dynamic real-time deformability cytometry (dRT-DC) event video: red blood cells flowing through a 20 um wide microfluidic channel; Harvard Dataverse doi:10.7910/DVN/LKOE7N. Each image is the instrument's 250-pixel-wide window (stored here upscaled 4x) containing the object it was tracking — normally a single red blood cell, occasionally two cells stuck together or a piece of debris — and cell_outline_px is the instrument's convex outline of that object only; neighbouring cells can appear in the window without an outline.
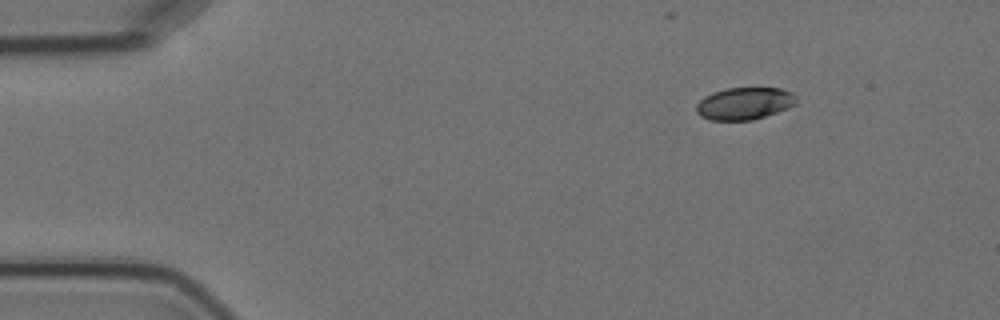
{"species": "Egyptian fruit bat (a non-hibernating species)", "species_latin": "Rousettus aegyptiacus", "temperature_condition": "cold", "stored_images_in_passage": 8, "camera_frame_rate_fps": 3000, "um_per_image_px": 0.085, "animal": {"sex": "female"}, "frame": {"image": 1, "passage_image": 1, "time_ms": 0.0, "image_size_px": [1000, 320], "cell_outline_px": [[796, 104], [788, 108], [752, 120], [708, 120], [700, 116], [696, 112], [696, 104], [704, 96], [712, 92], [728, 88], [780, 88], [792, 92], [796, 96]], "centroid_in_image_um": [63.26, 8.79], "position_along_channel_um": 21.7, "area_um2": 18.84}}
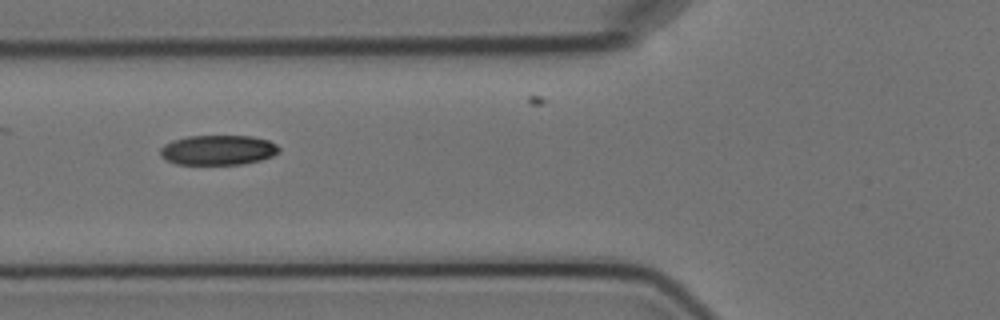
{"frame": {"image": 2, "passage_image": 5, "time_ms": 4.667, "image_size_px": [1000, 320], "cell_outline_px": [[280, 152], [272, 156], [260, 160], [240, 164], [176, 164], [164, 160], [160, 156], [160, 148], [164, 144], [172, 140], [188, 136], [252, 136], [268, 140], [276, 144], [280, 148]], "centroid_in_image_um": [18.51, 12.75], "position_along_channel_um": 107.3, "area_um2": 20.81}}
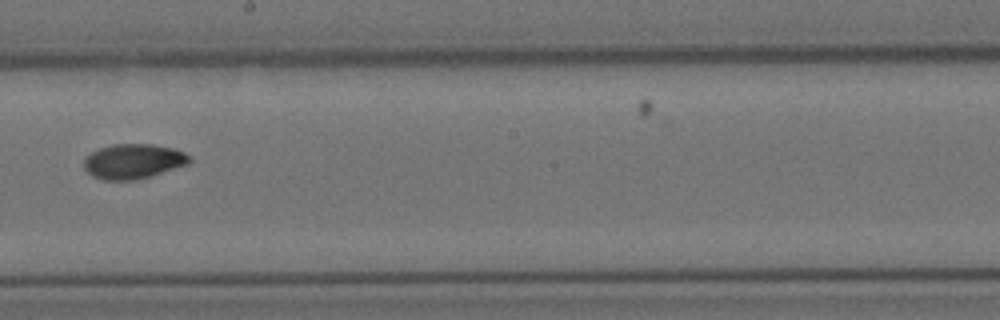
{"frame": {"image": 3, "passage_image": 8, "time_ms": 8.333, "image_size_px": [1000, 320], "cell_outline_px": [[192, 160], [188, 164], [136, 180], [104, 180], [92, 176], [84, 168], [84, 156], [100, 148], [112, 144], [152, 144], [172, 148], [184, 152]], "centroid_in_image_um": [11.3, 13.71], "position_along_channel_um": 236.9, "area_um2": 21.33}}